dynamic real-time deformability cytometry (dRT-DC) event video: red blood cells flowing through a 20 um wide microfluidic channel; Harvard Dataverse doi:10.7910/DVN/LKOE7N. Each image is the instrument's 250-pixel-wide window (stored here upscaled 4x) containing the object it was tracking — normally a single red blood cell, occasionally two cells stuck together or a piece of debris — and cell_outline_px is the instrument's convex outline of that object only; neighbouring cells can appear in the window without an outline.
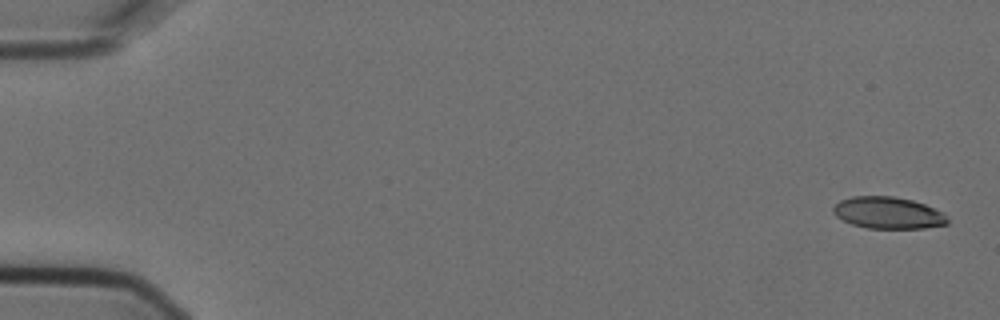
{"species": "Egyptian fruit bat (a non-hibernating species)", "species_latin": "Rousettus aegyptiacus", "temperature_condition": "cold", "stored_images_in_passage": 5, "camera_frame_rate_fps": 3000, "um_per_image_px": 0.085, "animal": {"sex": "female"}, "frame": {"image": 1, "passage_image": 1, "time_ms": 0.0, "image_size_px": [1000, 320], "cell_outline_px": [[948, 224], [924, 228], [868, 228], [852, 224], [836, 216], [832, 212], [832, 208], [840, 200], [852, 196], [892, 196], [912, 200], [924, 204], [944, 212], [948, 220]], "centroid_in_image_um": [75.49, 18.09], "position_along_channel_um": 9.5, "area_um2": 21.15}}
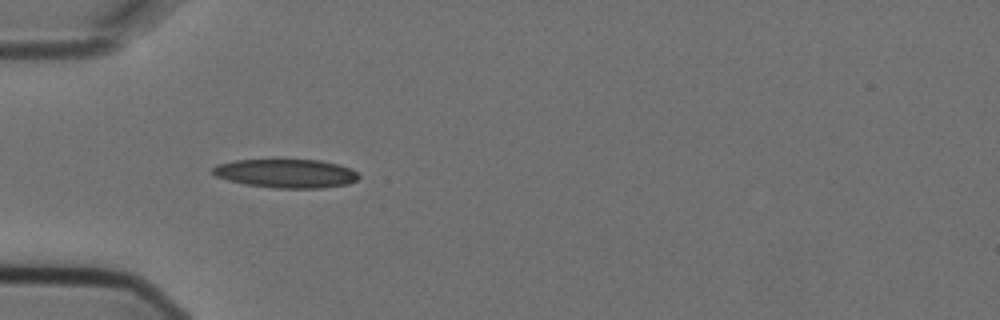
{"frame": {"image": 2, "passage_image": 5, "time_ms": 1.333, "image_size_px": [1000, 320], "cell_outline_px": [[360, 176], [356, 180], [348, 184], [320, 188], [272, 188], [244, 184], [228, 180], [216, 176], [212, 172], [212, 168], [216, 164], [236, 160], [320, 160], [336, 164], [348, 168], [356, 172]], "centroid_in_image_um": [24.28, 14.75], "position_along_channel_um": 60.7, "area_um2": 24.33}}